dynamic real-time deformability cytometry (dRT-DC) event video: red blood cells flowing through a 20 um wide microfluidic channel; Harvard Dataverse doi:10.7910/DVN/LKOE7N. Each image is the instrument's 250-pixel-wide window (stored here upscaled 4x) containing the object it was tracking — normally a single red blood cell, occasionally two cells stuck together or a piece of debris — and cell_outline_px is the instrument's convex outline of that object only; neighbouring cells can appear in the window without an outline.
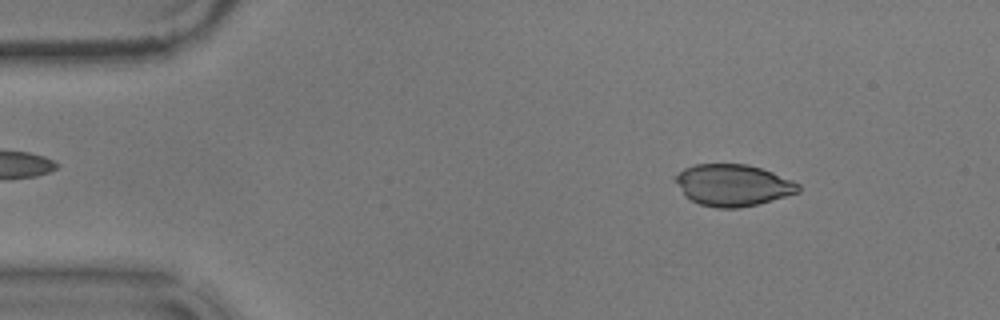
{"species": "common noctule bat (a hibernating species)", "species_latin": "Nyctalus noctula", "temperature_condition": "warm", "stored_images_in_passage": 13, "camera_frame_rate_fps": 3000, "um_per_image_px": 0.085, "animal": {"sex": "male", "body_mass_g": 17.9}, "frame": {"image": 1, "passage_image": 7, "time_ms": 2.0, "image_size_px": [1000, 320], "cell_outline_px": [[800, 192], [756, 204], [740, 208], [716, 208], [700, 204], [684, 196], [676, 180], [676, 176], [684, 168], [696, 164], [744, 164], [760, 168], [772, 172], [792, 180], [800, 184]], "centroid_in_image_um": [62.31, 15.74], "position_along_channel_um": 22.7, "area_um2": 29.54}}